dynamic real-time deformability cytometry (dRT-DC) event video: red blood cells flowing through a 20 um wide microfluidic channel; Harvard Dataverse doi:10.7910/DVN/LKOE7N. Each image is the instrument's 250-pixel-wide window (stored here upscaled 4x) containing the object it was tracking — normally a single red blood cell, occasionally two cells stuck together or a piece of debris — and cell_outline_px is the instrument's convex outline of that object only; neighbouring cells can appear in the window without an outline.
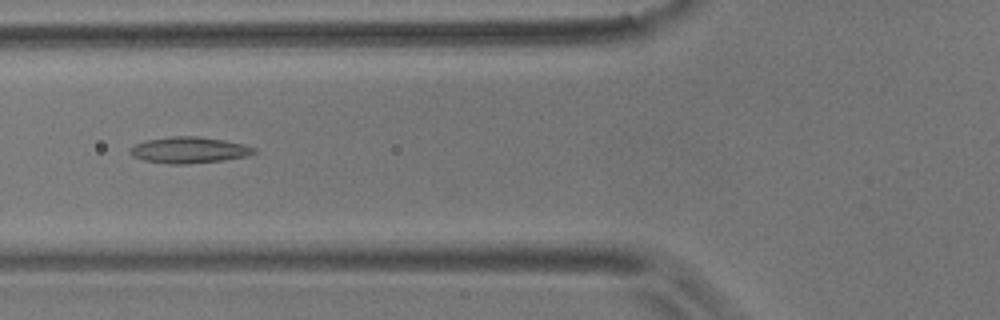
{"species": "common noctule bat (a hibernating species)", "species_latin": "Nyctalus noctula", "temperature_condition": "room temperature", "stored_images_in_passage": 40, "camera_frame_rate_fps": 3000, "um_per_image_px": 0.085, "animal": {"sex": "male", "body_mass_g": 17.9}, "frame": {"image": 1, "passage_image": 5, "time_ms": 1.333, "image_size_px": [1000, 320], "cell_outline_px": [[256, 152], [248, 156], [224, 160], [188, 164], [168, 164], [144, 160], [132, 156], [128, 152], [136, 144], [144, 140], [172, 136], [196, 136], [224, 140], [244, 144], [256, 148]], "centroid_in_image_um": [16.08, 12.75], "position_along_channel_um": 109.7, "area_um2": 19.02}}
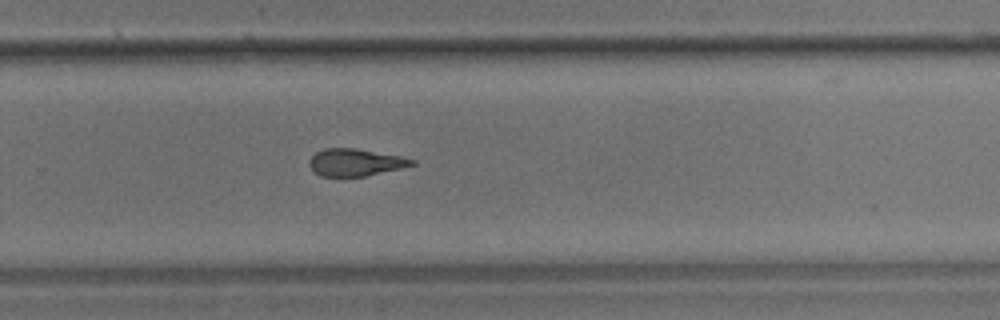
{"frame": {"image": 2, "passage_image": 21, "time_ms": 6.667, "image_size_px": [1000, 320], "cell_outline_px": [[416, 164], [400, 168], [364, 176], [320, 176], [308, 164], [312, 156], [316, 152], [324, 148], [356, 148], [400, 156], [416, 160]], "centroid_in_image_um": [30.2, 13.79], "position_along_channel_um": 299.6, "area_um2": 16.07}}
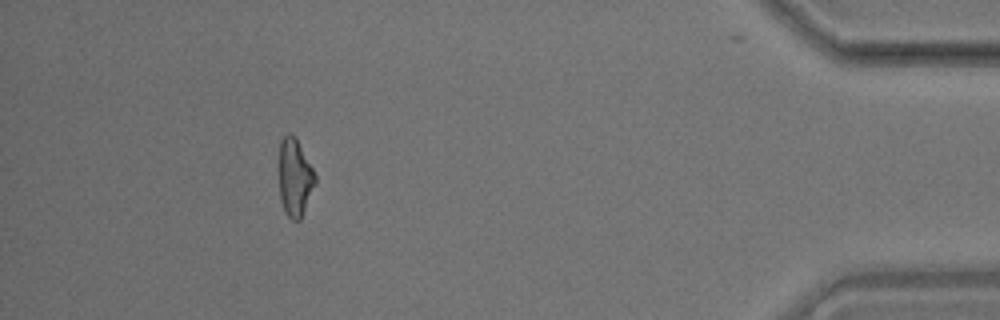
{"frame": {"image": 3, "passage_image": 35, "time_ms": 11.333, "image_size_px": [1000, 320], "cell_outline_px": [[316, 184], [300, 220], [292, 220], [284, 212], [280, 200], [280, 140], [288, 132], [292, 132], [296, 136], [316, 176]], "centroid_in_image_um": [25.07, 15.08], "position_along_channel_um": 410.1, "area_um2": 16.42}, "authors_computed_cell_mechanics": {"area_um2": 17.0799, "velocity_mm_per_s": 3.5643, "shape_relaxation_time_tau1_ms": null, "shape_relaxation_time_tau2_ms": 4.2158, "deformation_change_tau1": null, "deformation_change_tau2": 0.1486}}